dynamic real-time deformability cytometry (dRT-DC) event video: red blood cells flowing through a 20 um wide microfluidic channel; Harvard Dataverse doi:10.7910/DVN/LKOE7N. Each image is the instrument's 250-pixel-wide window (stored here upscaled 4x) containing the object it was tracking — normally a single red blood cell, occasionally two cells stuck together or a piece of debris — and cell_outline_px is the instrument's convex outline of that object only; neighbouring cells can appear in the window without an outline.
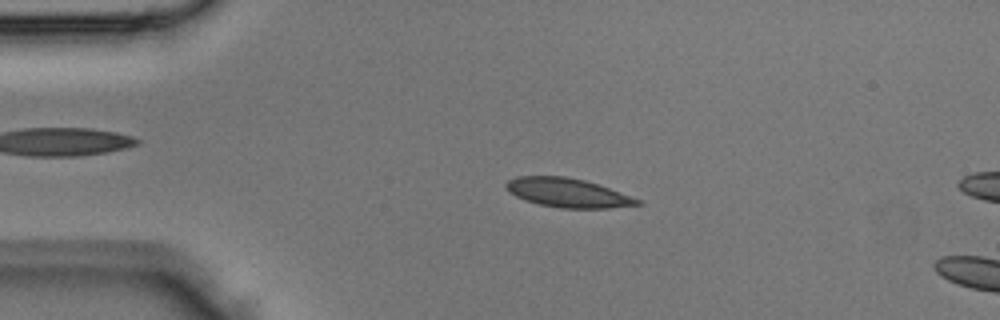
{"species": "Egyptian fruit bat (a non-hibernating species)", "species_latin": "Rousettus aegyptiacus", "temperature_condition": "room temperature", "stored_images_in_passage": 3, "camera_frame_rate_fps": 3000, "um_per_image_px": 0.085, "animal": {"sex": "male"}, "frame": {"image": 1, "passage_image": 2, "time_ms": 0.333, "image_size_px": [1000, 320], "cell_outline_px": [[644, 204], [608, 208], [560, 208], [540, 204], [516, 196], [504, 184], [508, 180], [516, 176], [564, 176], [584, 180], [608, 188], [640, 200]], "centroid_in_image_um": [48.26, 16.38], "position_along_channel_um": 36.7, "area_um2": 21.73}}